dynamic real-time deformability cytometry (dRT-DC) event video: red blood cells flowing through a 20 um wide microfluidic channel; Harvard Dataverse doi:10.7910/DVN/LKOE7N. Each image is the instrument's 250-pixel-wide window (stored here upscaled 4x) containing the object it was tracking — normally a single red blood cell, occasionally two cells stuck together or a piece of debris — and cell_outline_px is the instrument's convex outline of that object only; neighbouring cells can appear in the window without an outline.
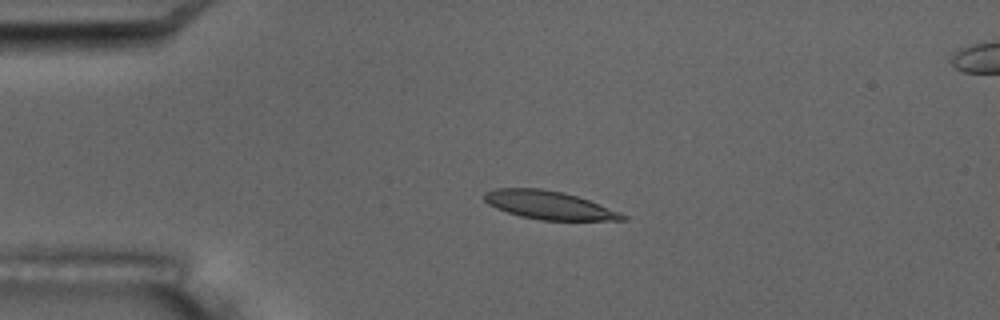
{"species": "common noctule bat (a hibernating species)", "species_latin": "Nyctalus noctula", "temperature_condition": "room temperature", "stored_images_in_passage": 5, "camera_frame_rate_fps": 3000, "um_per_image_px": 0.085, "animal": {"sex": "male", "body_mass_g": 17.5, "forearm_length_mm": 52.3}, "frame": {"image": 1, "passage_image": 3, "time_ms": 3.333, "image_size_px": [1000, 320], "cell_outline_px": [[628, 220], [540, 220], [520, 216], [496, 208], [488, 204], [484, 200], [484, 192], [496, 188], [540, 188], [564, 192], [588, 200], [620, 212], [628, 216]], "centroid_in_image_um": [46.65, 17.43], "position_along_channel_um": 38.3, "area_um2": 22.72}}